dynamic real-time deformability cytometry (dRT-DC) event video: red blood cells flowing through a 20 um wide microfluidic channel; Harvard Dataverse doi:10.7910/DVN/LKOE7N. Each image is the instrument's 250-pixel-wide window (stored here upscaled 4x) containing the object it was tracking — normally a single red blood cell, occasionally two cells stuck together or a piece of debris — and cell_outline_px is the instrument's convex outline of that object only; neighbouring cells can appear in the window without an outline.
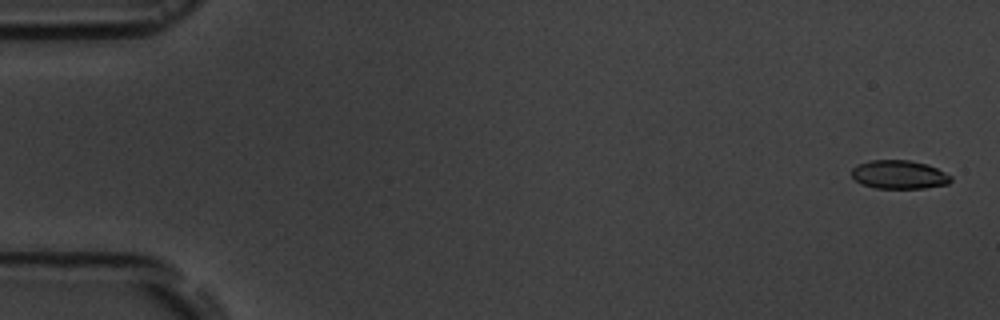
{"species": "common noctule bat (a hibernating species)", "species_latin": "Nyctalus noctula", "temperature_condition": "room temperature", "stored_images_in_passage": 6, "camera_frame_rate_fps": 3000, "um_per_image_px": 0.085, "animal": {"sex": "male", "body_mass_g": 19.5, "forearm_length_mm": 54.6}, "frame": {"image": 1, "passage_image": 1, "time_ms": 0.0, "image_size_px": [1000, 320], "cell_outline_px": [[952, 180], [948, 184], [924, 188], [876, 188], [864, 184], [856, 180], [852, 176], [852, 168], [868, 160], [908, 160], [928, 164], [952, 176]], "centroid_in_image_um": [76.45, 14.83], "position_along_channel_um": 8.5, "area_um2": 16.42}}
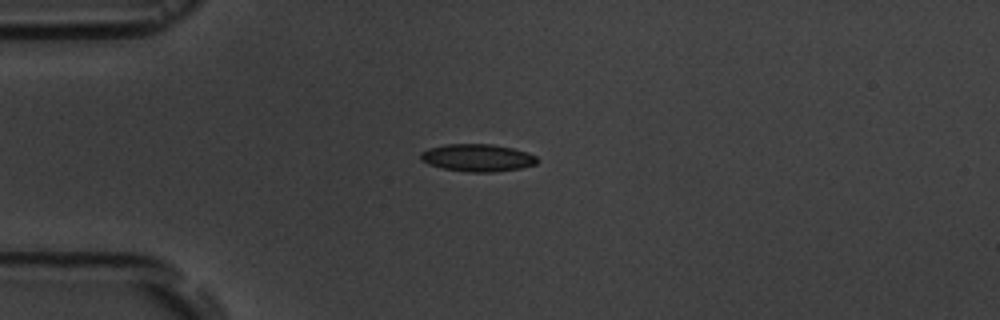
{"frame": {"image": 2, "passage_image": 4, "time_ms": 4.333, "image_size_px": [1000, 320], "cell_outline_px": [[540, 160], [536, 164], [520, 168], [492, 172], [468, 172], [444, 168], [428, 164], [420, 160], [420, 152], [428, 148], [448, 144], [492, 144], [512, 148], [536, 156]], "centroid_in_image_um": [40.56, 13.41], "position_along_channel_um": 44.4, "area_um2": 18.55}}
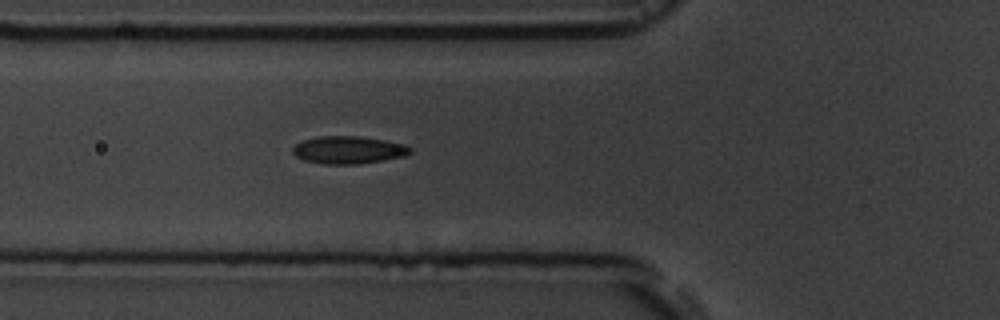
{"frame": {"image": 3, "passage_image": 6, "time_ms": 6.333, "image_size_px": [1000, 320], "cell_outline_px": [[412, 152], [404, 156], [384, 160], [356, 164], [320, 164], [304, 160], [296, 156], [292, 152], [292, 148], [296, 144], [304, 140], [320, 136], [360, 136], [384, 140], [404, 144], [412, 148]], "centroid_in_image_um": [29.62, 12.75], "position_along_channel_um": 96.2, "area_um2": 18.9}}